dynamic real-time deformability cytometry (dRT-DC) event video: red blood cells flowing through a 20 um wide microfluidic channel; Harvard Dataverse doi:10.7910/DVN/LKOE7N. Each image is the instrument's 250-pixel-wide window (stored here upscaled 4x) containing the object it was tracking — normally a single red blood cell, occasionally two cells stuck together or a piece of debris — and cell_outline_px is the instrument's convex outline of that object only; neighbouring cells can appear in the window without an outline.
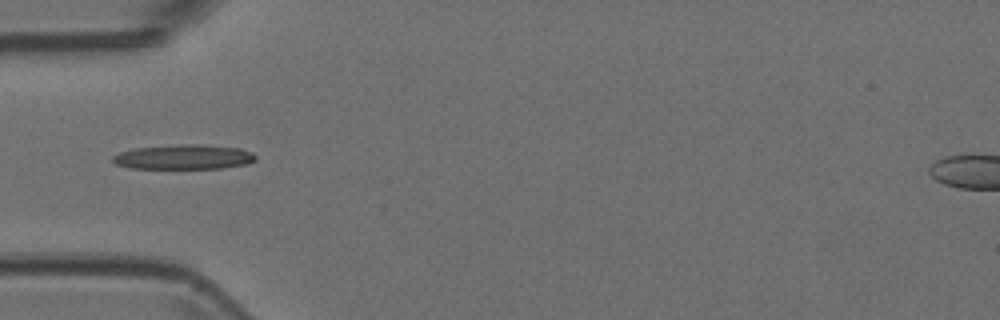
{"species": "Egyptian fruit bat (a non-hibernating species)", "species_latin": "Rousettus aegyptiacus", "temperature_condition": "room temperature", "stored_images_in_passage": 6, "camera_frame_rate_fps": 3000, "um_per_image_px": 0.085, "animal": {"sex": "female"}, "frame": {"image": 1, "passage_image": 6, "time_ms": 1.667, "image_size_px": [1000, 320], "cell_outline_px": [[256, 160], [248, 164], [220, 168], [128, 168], [116, 164], [112, 160], [112, 156], [120, 152], [136, 148], [180, 144], [200, 144], [240, 148], [252, 152], [256, 156]], "centroid_in_image_um": [15.64, 13.34], "position_along_channel_um": 69.4, "area_um2": 20.58}}